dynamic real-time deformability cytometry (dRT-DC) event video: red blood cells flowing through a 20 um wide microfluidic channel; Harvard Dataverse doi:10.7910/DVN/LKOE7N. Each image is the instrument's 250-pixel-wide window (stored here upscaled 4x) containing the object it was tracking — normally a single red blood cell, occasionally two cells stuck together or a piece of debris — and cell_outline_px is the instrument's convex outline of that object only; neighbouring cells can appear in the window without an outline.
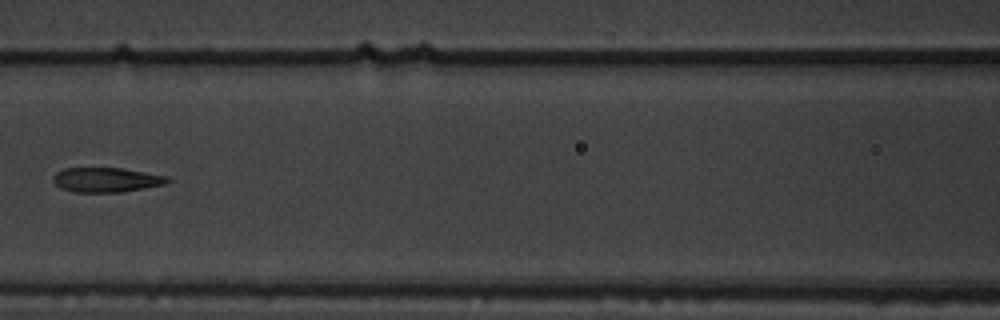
{"species": "common noctule bat (a hibernating species)", "species_latin": "Nyctalus noctula", "temperature_condition": "warm", "stored_images_in_passage": 6, "camera_frame_rate_fps": 3000, "um_per_image_px": 0.085, "animal": {"sex": "male", "body_mass_g": 19.5, "forearm_length_mm": 54.6}, "frame": {"image": 1, "passage_image": 3, "time_ms": 0.667, "image_size_px": [1000, 320], "cell_outline_px": [[172, 180], [164, 184], [144, 188], [120, 192], [76, 192], [60, 188], [52, 180], [52, 176], [56, 172], [64, 168], [120, 168], [168, 176]], "centroid_in_image_um": [9.01, 15.28], "position_along_channel_um": 157.6, "area_um2": 16.36}}
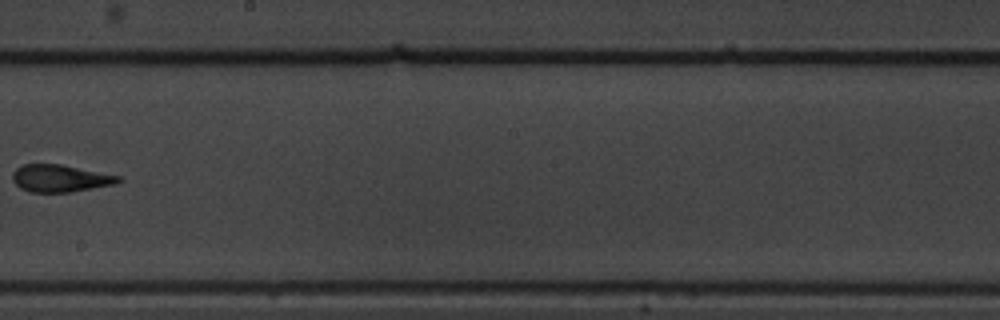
{"frame": {"image": 2, "passage_image": 5, "time_ms": 1.333, "image_size_px": [1000, 320], "cell_outline_px": [[124, 180], [116, 184], [68, 192], [32, 192], [20, 188], [12, 180], [12, 172], [16, 168], [24, 164], [60, 164], [120, 176]], "centroid_in_image_um": [5.11, 15.15], "position_along_channel_um": 243.1, "area_um2": 16.76}}
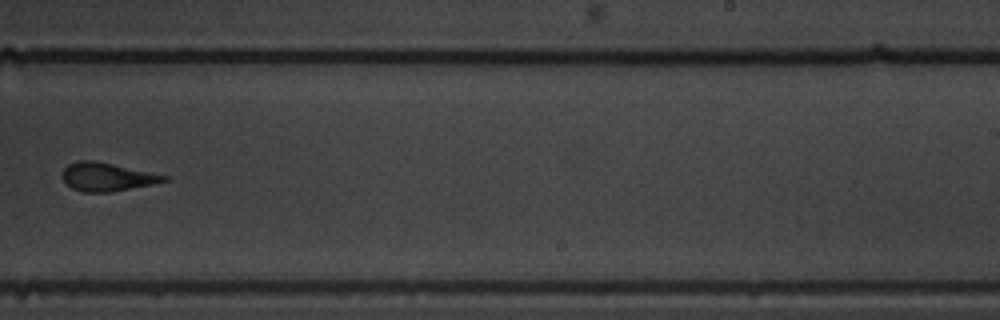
{"frame": {"image": 3, "passage_image": 6, "time_ms": 1.667, "image_size_px": [1000, 320], "cell_outline_px": [[168, 180], [152, 184], [112, 192], [84, 192], [72, 188], [64, 180], [64, 168], [68, 164], [76, 160], [96, 160], [168, 176]], "centroid_in_image_um": [9.09, 15.02], "position_along_channel_um": 279.9, "area_um2": 16.65}}